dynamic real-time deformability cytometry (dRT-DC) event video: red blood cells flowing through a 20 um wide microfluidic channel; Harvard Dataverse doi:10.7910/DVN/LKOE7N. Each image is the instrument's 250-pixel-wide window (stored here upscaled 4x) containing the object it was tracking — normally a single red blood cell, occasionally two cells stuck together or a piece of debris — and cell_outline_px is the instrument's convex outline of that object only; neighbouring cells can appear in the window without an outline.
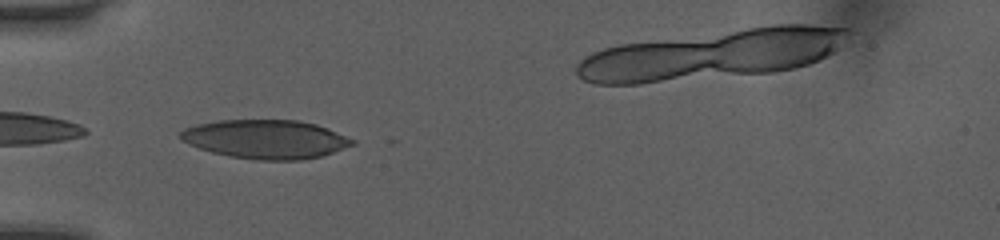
{"species": "human", "species_latin": "Homo sapiens", "temperature_condition": "room temperature", "stored_images_in_passage": 14, "camera_frame_rate_fps": 3000, "um_per_image_px": 0.085, "donor": {"sex": "female"}, "frame": {"image": 1, "passage_image": 1, "time_ms": 0.0, "image_size_px": [1000, 240], "cell_outline_px": [[356, 144], [320, 156], [300, 160], [256, 160], [228, 156], [212, 152], [200, 148], [184, 140], [180, 136], [180, 132], [184, 128], [196, 124], [220, 120], [300, 120], [316, 124], [328, 128], [356, 140]], "centroid_in_image_um": [22.62, 11.82], "position_along_channel_um": 62.4, "area_um2": 38.78}}
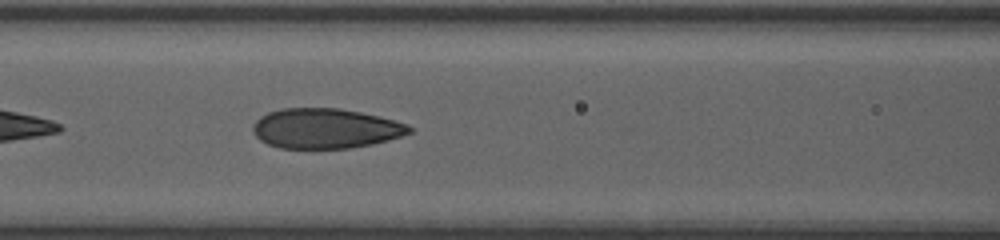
{"frame": {"image": 2, "passage_image": 6, "time_ms": 1.667, "image_size_px": [1000, 240], "cell_outline_px": [[412, 132], [388, 140], [372, 144], [352, 148], [280, 148], [268, 144], [260, 140], [252, 132], [252, 124], [260, 116], [268, 112], [280, 108], [340, 108], [380, 116], [408, 124], [412, 128]], "centroid_in_image_um": [27.64, 10.91], "position_along_channel_um": 139.0, "area_um2": 36.65}}
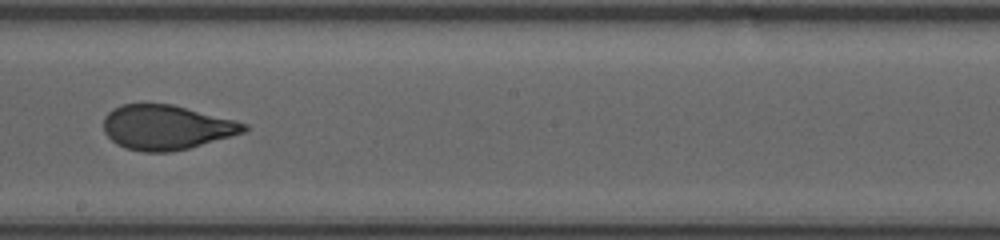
{"frame": {"image": 3, "passage_image": 12, "time_ms": 3.667, "image_size_px": [1000, 240], "cell_outline_px": [[248, 128], [244, 132], [188, 148], [168, 152], [140, 152], [124, 148], [116, 144], [104, 132], [104, 116], [112, 108], [124, 104], [172, 104], [236, 120], [248, 124]], "centroid_in_image_um": [14.11, 10.82], "position_along_channel_um": 234.1, "area_um2": 36.47}}